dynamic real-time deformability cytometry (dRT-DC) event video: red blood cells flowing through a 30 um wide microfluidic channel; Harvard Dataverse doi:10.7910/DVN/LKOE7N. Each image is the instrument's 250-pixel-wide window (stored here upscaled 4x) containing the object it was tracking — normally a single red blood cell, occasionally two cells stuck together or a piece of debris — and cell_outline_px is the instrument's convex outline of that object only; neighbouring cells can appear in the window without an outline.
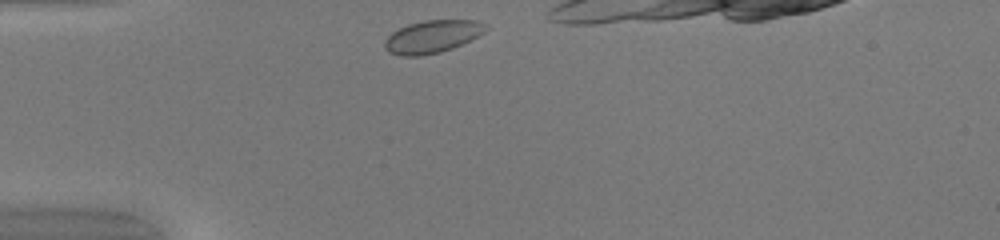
{"species": "common noctule bat (a hibernating species)", "species_latin": "Nyctalus noctula", "temperature_condition": "warm", "stored_images_in_passage": 29, "camera_frame_rate_fps": 3000, "um_per_image_px": 0.085, "animal": {"sex": "female", "body_mass_g": 20.0, "forearm_length_mm": 54.0}, "frame": {"image": 1, "passage_image": 1, "time_ms": 0.0, "image_size_px": [1000, 240], "cell_outline_px": [[488, 28], [484, 32], [452, 48], [440, 52], [420, 56], [400, 56], [388, 52], [384, 48], [384, 40], [392, 32], [408, 24], [424, 20], [476, 20], [484, 24]], "centroid_in_image_um": [36.69, 3.11], "position_along_channel_um": 48.3, "area_um2": 19.07}}
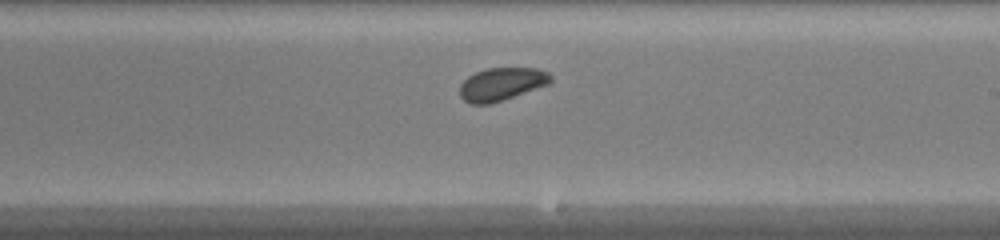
{"frame": {"image": 2, "passage_image": 17, "time_ms": 5.333, "image_size_px": [1000, 240], "cell_outline_px": [[552, 80], [548, 84], [488, 104], [472, 104], [464, 100], [460, 96], [460, 84], [468, 76], [476, 72], [488, 68], [540, 68], [548, 72], [552, 76]], "centroid_in_image_um": [42.63, 7.13], "position_along_channel_um": 246.4, "area_um2": 17.17}}
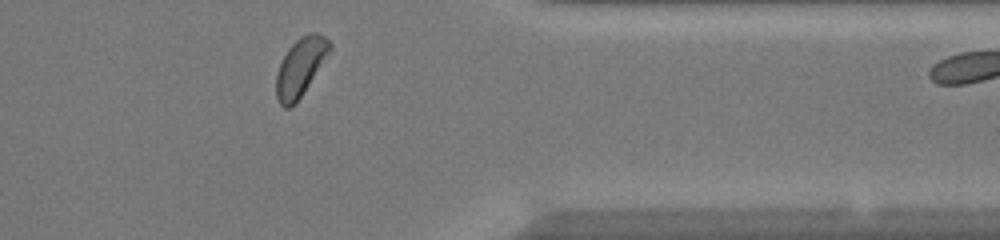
{"frame": {"image": 3, "passage_image": 28, "time_ms": 9.0, "image_size_px": [1000, 240], "cell_outline_px": [[332, 48], [296, 104], [288, 108], [284, 108], [280, 104], [276, 96], [276, 72], [288, 48], [300, 36], [308, 32], [316, 32], [324, 36], [332, 44]], "centroid_in_image_um": [25.53, 5.69], "position_along_channel_um": 385.9, "area_um2": 18.03}}